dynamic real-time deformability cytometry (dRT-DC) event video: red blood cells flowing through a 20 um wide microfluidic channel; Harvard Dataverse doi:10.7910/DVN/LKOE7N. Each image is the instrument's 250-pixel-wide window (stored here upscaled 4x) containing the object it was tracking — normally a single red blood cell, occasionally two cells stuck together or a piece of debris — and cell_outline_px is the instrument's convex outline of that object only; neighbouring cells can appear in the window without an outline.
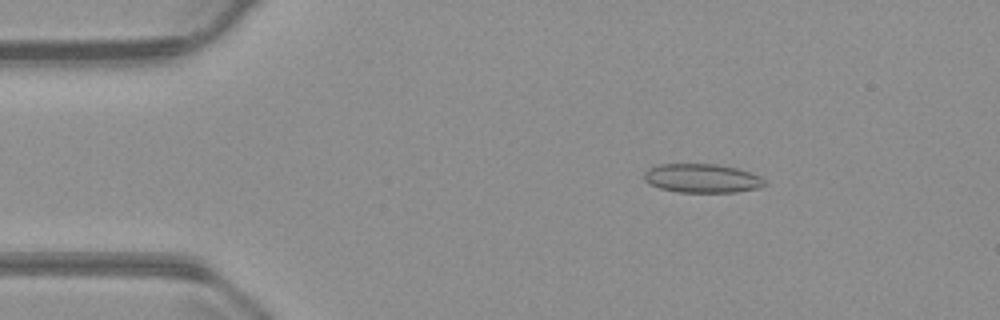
{"species": "common noctule bat (a hibernating species)", "species_latin": "Nyctalus noctula", "temperature_condition": "warm", "stored_images_in_passage": 55, "camera_frame_rate_fps": 3000, "um_per_image_px": 0.085, "animal": {"sex": "male", "body_mass_g": 23.1, "forearm_length_mm": 52.7}, "frame": {"image": 1, "passage_image": 9, "time_ms": 2.667, "image_size_px": [1000, 320], "cell_outline_px": [[768, 184], [756, 188], [736, 192], [676, 192], [660, 188], [648, 184], [644, 180], [644, 172], [648, 168], [656, 164], [716, 164], [736, 168], [760, 176]], "centroid_in_image_um": [59.62, 15.15], "position_along_channel_um": 25.4, "area_um2": 20.35}}
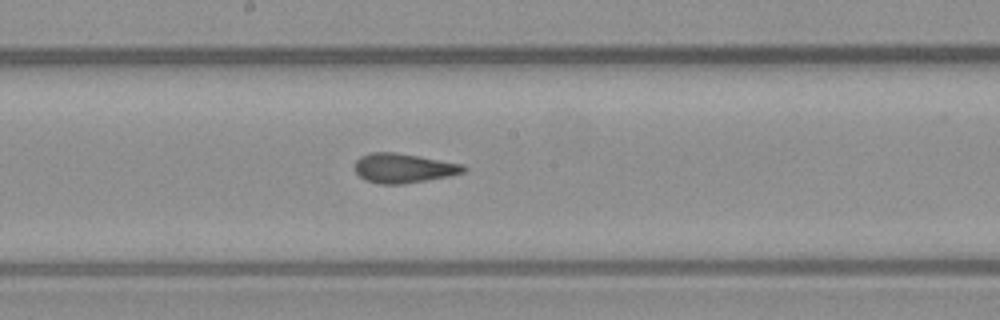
{"frame": {"image": 2, "passage_image": 29, "time_ms": 9.333, "image_size_px": [1000, 320], "cell_outline_px": [[468, 168], [464, 172], [448, 176], [400, 184], [380, 184], [364, 180], [356, 172], [356, 160], [360, 156], [372, 152], [396, 152], [420, 156], [464, 164]], "centroid_in_image_um": [34.3, 14.28], "position_along_channel_um": 213.9, "area_um2": 18.61}}
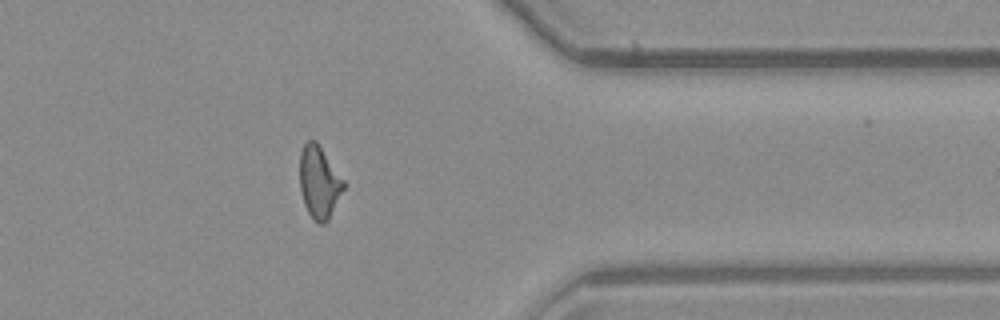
{"frame": {"image": 3, "passage_image": 44, "time_ms": 14.333, "image_size_px": [1000, 320], "cell_outline_px": [[344, 188], [328, 220], [324, 224], [320, 224], [312, 220], [304, 204], [300, 192], [300, 152], [304, 144], [308, 140], [316, 140], [344, 180]], "centroid_in_image_um": [27.11, 15.49], "position_along_channel_um": 384.3, "area_um2": 18.44}}